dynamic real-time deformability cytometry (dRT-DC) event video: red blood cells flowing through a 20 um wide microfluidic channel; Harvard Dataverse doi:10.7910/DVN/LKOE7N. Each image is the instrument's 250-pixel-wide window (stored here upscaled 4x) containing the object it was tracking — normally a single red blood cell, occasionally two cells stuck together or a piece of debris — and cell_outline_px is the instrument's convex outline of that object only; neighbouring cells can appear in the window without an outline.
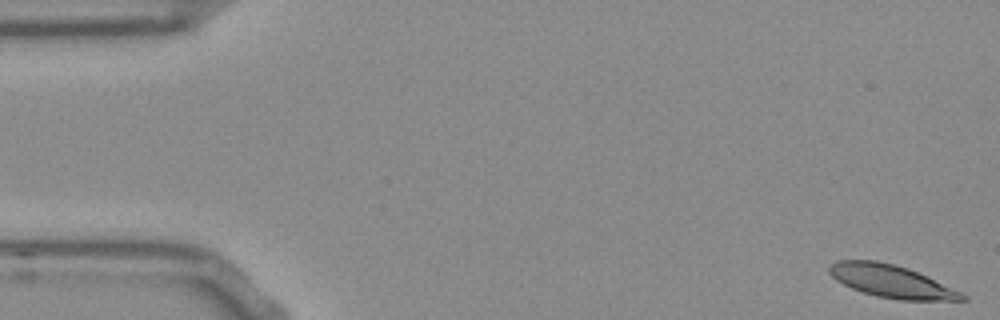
{"species": "Egyptian fruit bat (a non-hibernating species)", "species_latin": "Rousettus aegyptiacus", "temperature_condition": "room temperature", "stored_images_in_passage": 53, "camera_frame_rate_fps": 3000, "um_per_image_px": 0.085, "frame": {"image": 1, "passage_image": 1, "time_ms": 0.0, "image_size_px": [1000, 320], "cell_outline_px": [[968, 300], [900, 300], [876, 296], [852, 288], [836, 280], [828, 272], [828, 268], [832, 264], [840, 260], [876, 260], [908, 268], [960, 292], [968, 296]], "centroid_in_image_um": [75.74, 23.91], "position_along_channel_um": 9.3, "area_um2": 24.8}}
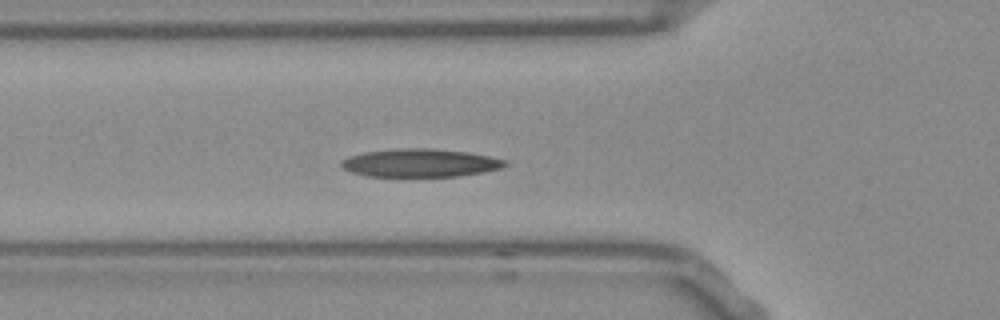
{"frame": {"image": 2, "passage_image": 18, "time_ms": 5.667, "image_size_px": [1000, 320], "cell_outline_px": [[508, 164], [500, 168], [484, 172], [460, 176], [368, 176], [352, 172], [344, 168], [340, 164], [340, 160], [348, 156], [364, 152], [396, 148], [432, 148], [468, 152], [508, 160]], "centroid_in_image_um": [35.72, 13.84], "position_along_channel_um": 90.1, "area_um2": 26.93}}
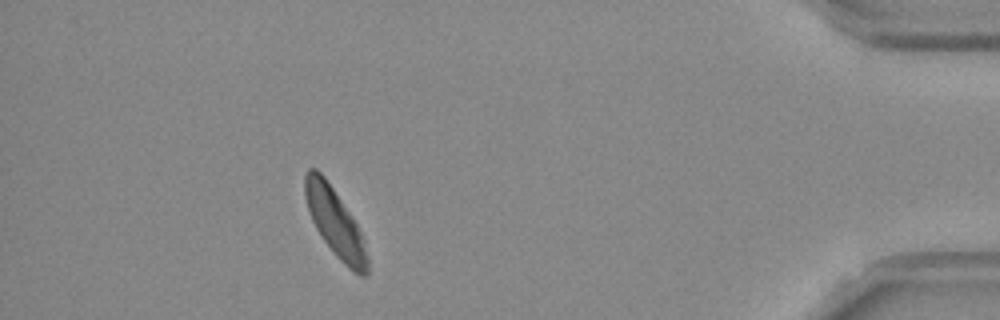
{"frame": {"image": 3, "passage_image": 48, "time_ms": 15.667, "image_size_px": [1000, 320], "cell_outline_px": [[368, 272], [364, 276], [360, 276], [352, 272], [332, 252], [316, 228], [312, 220], [304, 196], [304, 176], [308, 168], [316, 168], [324, 176], [352, 216], [360, 232], [368, 256]], "centroid_in_image_um": [28.47, 18.92], "position_along_channel_um": 406.7, "area_um2": 24.51}, "authors_computed_cell_mechanics": {"area_um2": 25.721, "velocity_mm_per_s": 3.7278, "shape_relaxation_time_tau1_ms": 4.5698, "shape_relaxation_time_tau2_ms": 3.672, "deformation_change_tau1": 0.1444, "deformation_change_tau2": 0.0851}}